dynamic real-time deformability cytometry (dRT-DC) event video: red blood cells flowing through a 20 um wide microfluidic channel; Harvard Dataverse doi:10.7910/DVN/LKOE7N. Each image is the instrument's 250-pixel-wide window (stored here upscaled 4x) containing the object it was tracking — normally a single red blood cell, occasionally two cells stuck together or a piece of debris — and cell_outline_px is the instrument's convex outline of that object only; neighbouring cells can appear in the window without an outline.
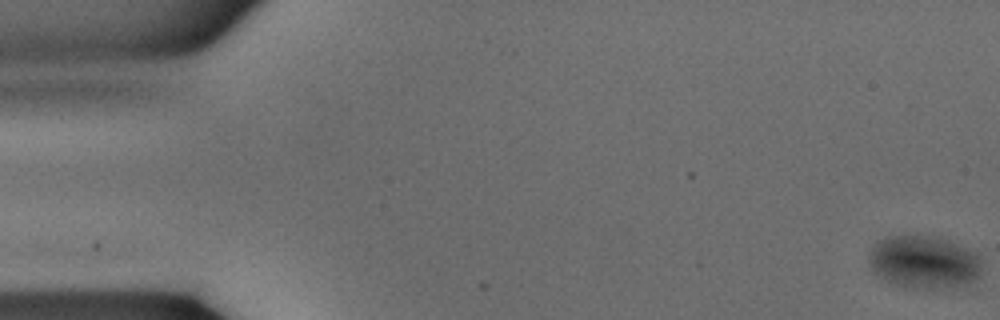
{"species": "common noctule bat (a hibernating species)", "species_latin": "Nyctalus noctula", "temperature_condition": "warm", "stored_images_in_passage": 37, "camera_frame_rate_fps": 3000, "um_per_image_px": 0.085, "animal": {"sex": "male", "body_mass_g": 15.6}, "frame": {"image": 1, "passage_image": 1, "time_ms": 0.0, "image_size_px": [1000, 320], "cell_outline_px": [[984, 260], [980, 272], [972, 280], [964, 284], [940, 288], [916, 288], [892, 284], [868, 268], [868, 252], [876, 240], [888, 236], [928, 236], [944, 240], [956, 244], [976, 252]], "centroid_in_image_um": [78.48, 22.27], "position_along_channel_um": 6.5, "area_um2": 34.74}}
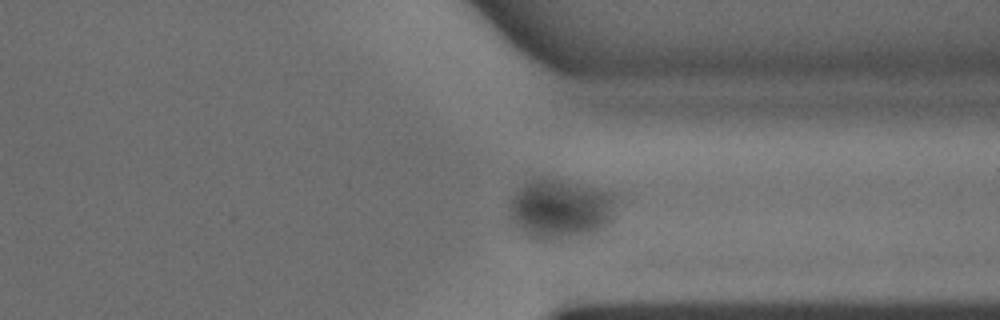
{"frame": {"image": 2, "passage_image": 28, "time_ms": 9.0, "image_size_px": [1000, 320], "cell_outline_px": [[616, 200], [612, 220], [604, 228], [588, 232], [568, 236], [536, 236], [528, 232], [512, 216], [512, 196], [528, 180], [536, 176], [544, 176], [616, 192]], "centroid_in_image_um": [47.75, 17.62], "position_along_channel_um": 363.6, "area_um2": 35.49}}
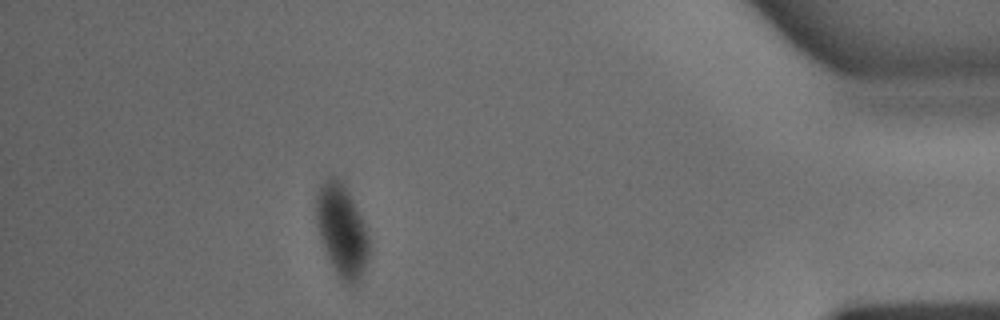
{"frame": {"image": 3, "passage_image": 33, "time_ms": 10.667, "image_size_px": [1000, 320], "cell_outline_px": [[372, 248], [364, 268], [356, 284], [344, 284], [336, 276], [324, 248], [316, 224], [316, 192], [320, 184], [328, 176], [336, 176], [344, 184], [368, 232], [372, 244]], "centroid_in_image_um": [29.06, 19.61], "position_along_channel_um": 406.1, "area_um2": 28.67}}